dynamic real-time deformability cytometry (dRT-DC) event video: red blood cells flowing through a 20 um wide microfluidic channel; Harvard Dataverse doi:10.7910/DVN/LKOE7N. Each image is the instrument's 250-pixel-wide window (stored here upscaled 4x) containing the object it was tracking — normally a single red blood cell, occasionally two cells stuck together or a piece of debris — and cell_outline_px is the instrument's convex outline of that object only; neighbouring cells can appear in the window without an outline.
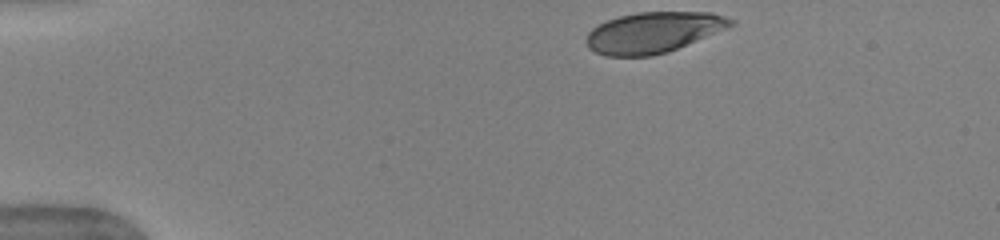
{"species": "human", "species_latin": "Homo sapiens", "temperature_condition": "warm", "stored_images_in_passage": 16, "camera_frame_rate_fps": 3000, "um_per_image_px": 0.085, "donor": {"sex": "female"}, "frame": {"image": 1, "passage_image": 1, "time_ms": 0.0, "image_size_px": [1000, 240], "cell_outline_px": [[736, 24], [668, 52], [652, 56], [604, 56], [588, 48], [588, 32], [592, 28], [608, 20], [620, 16], [640, 12], [712, 12], [736, 20]], "centroid_in_image_um": [55.56, 2.75], "position_along_channel_um": 29.4, "area_um2": 34.1}}
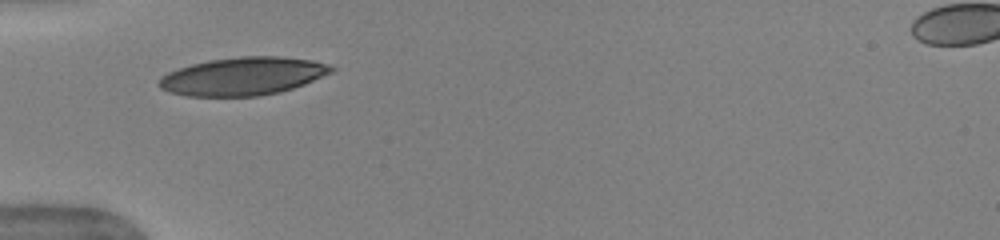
{"frame": {"image": 2, "passage_image": 7, "time_ms": 2.0, "image_size_px": [1000, 240], "cell_outline_px": [[336, 68], [332, 72], [304, 84], [280, 92], [260, 96], [188, 96], [168, 92], [160, 88], [156, 84], [160, 76], [168, 72], [192, 64], [212, 60], [240, 56], [280, 56], [312, 60], [332, 64]], "centroid_in_image_um": [20.65, 6.48], "position_along_channel_um": 64.3, "area_um2": 38.32}}
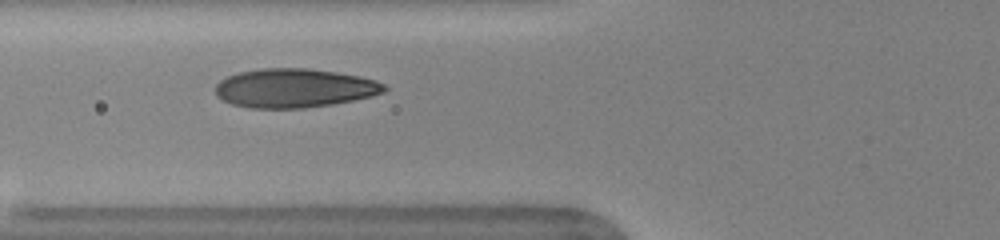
{"frame": {"image": 3, "passage_image": 9, "time_ms": 2.667, "image_size_px": [1000, 240], "cell_outline_px": [[388, 88], [384, 92], [372, 96], [332, 104], [304, 108], [252, 108], [232, 104], [216, 96], [216, 84], [220, 80], [228, 76], [240, 72], [260, 68], [308, 68], [360, 76], [376, 80], [384, 84]], "centroid_in_image_um": [25.02, 7.49], "position_along_channel_um": 100.8, "area_um2": 38.26}}